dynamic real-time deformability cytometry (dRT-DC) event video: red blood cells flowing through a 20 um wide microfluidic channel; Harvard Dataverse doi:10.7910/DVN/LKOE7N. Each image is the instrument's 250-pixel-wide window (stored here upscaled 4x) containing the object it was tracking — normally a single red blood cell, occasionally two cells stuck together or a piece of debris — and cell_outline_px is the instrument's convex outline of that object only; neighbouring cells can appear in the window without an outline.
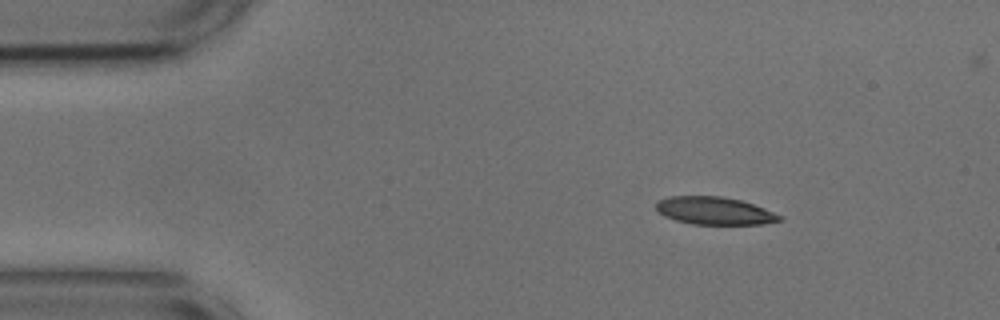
{"species": "common noctule bat (a hibernating species)", "species_latin": "Nyctalus noctula", "temperature_condition": "cold", "stored_images_in_passage": 15, "camera_frame_rate_fps": 3000, "um_per_image_px": 0.085, "animal": {"sex": "male", "body_mass_g": 17.9, "forearm_length_mm": 54.2}, "frame": {"image": 1, "passage_image": 1, "time_ms": 0.0, "image_size_px": [1000, 320], "cell_outline_px": [[784, 220], [764, 224], [692, 224], [676, 220], [664, 216], [656, 212], [656, 200], [668, 196], [720, 196], [740, 200], [764, 208], [784, 216]], "centroid_in_image_um": [60.72, 17.91], "position_along_channel_um": 24.3, "area_um2": 20.11}}
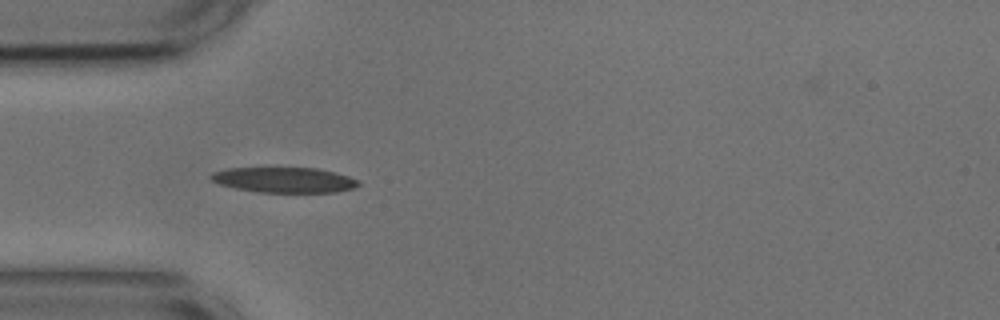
{"frame": {"image": 2, "passage_image": 9, "time_ms": 2.667, "image_size_px": [1000, 320], "cell_outline_px": [[360, 184], [352, 188], [336, 192], [256, 192], [236, 188], [220, 184], [212, 180], [208, 176], [212, 172], [228, 168], [264, 164], [276, 164], [316, 168], [348, 176], [360, 180]], "centroid_in_image_um": [24.07, 15.22], "position_along_channel_um": 60.9, "area_um2": 23.06}}